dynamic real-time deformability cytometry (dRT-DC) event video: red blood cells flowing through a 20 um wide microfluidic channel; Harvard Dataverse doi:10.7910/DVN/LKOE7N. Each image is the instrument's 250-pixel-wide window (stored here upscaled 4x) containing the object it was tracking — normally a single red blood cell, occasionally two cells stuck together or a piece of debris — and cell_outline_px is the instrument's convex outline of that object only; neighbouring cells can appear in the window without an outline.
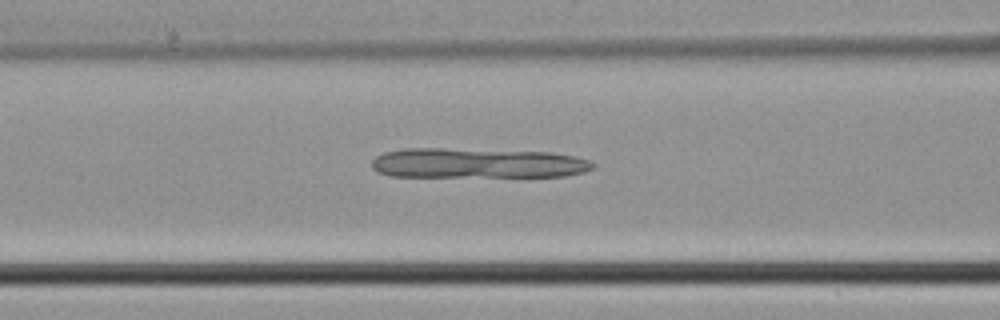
{"species": "common noctule bat (a hibernating species)", "species_latin": "Nyctalus noctula", "temperature_condition": "cold", "stored_images_in_passage": 35, "camera_frame_rate_fps": 3000, "um_per_image_px": 0.085, "animal": {"sex": "male", "body_mass_g": 21.5, "forearm_length_mm": 52.0}, "frame": {"image": 1, "passage_image": 16, "time_ms": 5.0, "image_size_px": [1000, 320], "cell_outline_px": [[596, 164], [592, 168], [584, 172], [564, 176], [392, 176], [376, 172], [372, 168], [372, 160], [376, 156], [384, 152], [404, 148], [440, 148], [548, 152], [572, 156], [592, 160]], "centroid_in_image_um": [40.55, 13.86], "position_along_channel_um": 126.1, "area_um2": 38.61}}
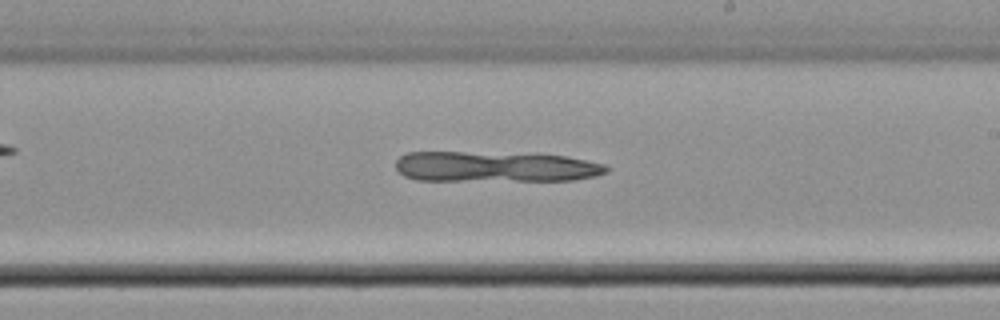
{"frame": {"image": 2, "passage_image": 24, "time_ms": 7.667, "image_size_px": [1000, 320], "cell_outline_px": [[608, 172], [596, 176], [572, 180], [416, 180], [404, 176], [396, 168], [396, 160], [400, 156], [408, 152], [536, 152], [568, 156], [604, 164], [608, 168]], "centroid_in_image_um": [42.14, 14.14], "position_along_channel_um": 246.9, "area_um2": 38.15}}
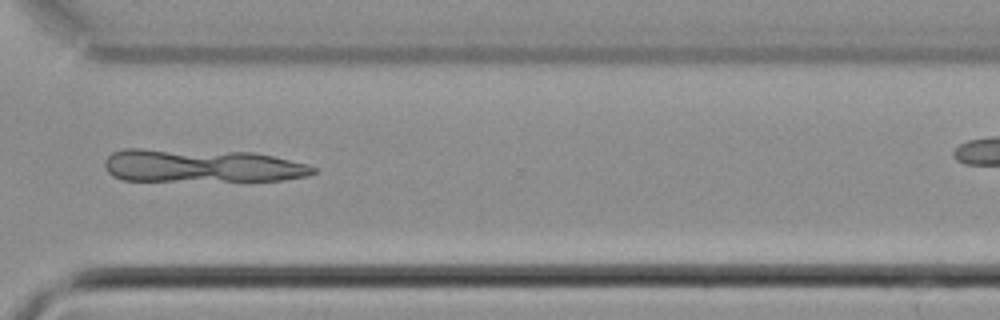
{"frame": {"image": 3, "passage_image": 31, "time_ms": 10.0, "image_size_px": [1000, 320], "cell_outline_px": [[316, 172], [308, 176], [284, 180], [124, 180], [112, 176], [108, 172], [104, 164], [104, 160], [112, 152], [124, 148], [144, 148], [252, 152], [272, 156], [308, 164], [316, 168]], "centroid_in_image_um": [17.11, 14.07], "position_along_channel_um": 353.5, "area_um2": 40.4}}